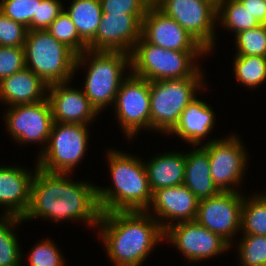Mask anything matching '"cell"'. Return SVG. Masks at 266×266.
Here are the masks:
<instances>
[{
    "mask_svg": "<svg viewBox=\"0 0 266 266\" xmlns=\"http://www.w3.org/2000/svg\"><path fill=\"white\" fill-rule=\"evenodd\" d=\"M34 172L30 205L23 221L39 217L56 222L80 219L89 226H97L101 216L97 186L71 181L68 173L48 172L37 164Z\"/></svg>",
    "mask_w": 266,
    "mask_h": 266,
    "instance_id": "cell-1",
    "label": "cell"
},
{
    "mask_svg": "<svg viewBox=\"0 0 266 266\" xmlns=\"http://www.w3.org/2000/svg\"><path fill=\"white\" fill-rule=\"evenodd\" d=\"M148 212L101 213L99 236L115 266H140L157 243L165 240L160 220Z\"/></svg>",
    "mask_w": 266,
    "mask_h": 266,
    "instance_id": "cell-2",
    "label": "cell"
},
{
    "mask_svg": "<svg viewBox=\"0 0 266 266\" xmlns=\"http://www.w3.org/2000/svg\"><path fill=\"white\" fill-rule=\"evenodd\" d=\"M113 187H97L98 204L103 212L150 211L153 192L145 164L130 154L108 151Z\"/></svg>",
    "mask_w": 266,
    "mask_h": 266,
    "instance_id": "cell-3",
    "label": "cell"
},
{
    "mask_svg": "<svg viewBox=\"0 0 266 266\" xmlns=\"http://www.w3.org/2000/svg\"><path fill=\"white\" fill-rule=\"evenodd\" d=\"M208 51H174L146 42L142 37L130 53V72L148 81L203 78L194 62ZM198 56V57H197Z\"/></svg>",
    "mask_w": 266,
    "mask_h": 266,
    "instance_id": "cell-4",
    "label": "cell"
},
{
    "mask_svg": "<svg viewBox=\"0 0 266 266\" xmlns=\"http://www.w3.org/2000/svg\"><path fill=\"white\" fill-rule=\"evenodd\" d=\"M86 61H90V64L83 91L99 113L106 106L114 105L117 92L125 79L124 71L126 67L130 68V54L123 51L86 50L76 56L75 71Z\"/></svg>",
    "mask_w": 266,
    "mask_h": 266,
    "instance_id": "cell-5",
    "label": "cell"
},
{
    "mask_svg": "<svg viewBox=\"0 0 266 266\" xmlns=\"http://www.w3.org/2000/svg\"><path fill=\"white\" fill-rule=\"evenodd\" d=\"M23 47L25 67L47 85L72 79L77 55L47 30H28Z\"/></svg>",
    "mask_w": 266,
    "mask_h": 266,
    "instance_id": "cell-6",
    "label": "cell"
},
{
    "mask_svg": "<svg viewBox=\"0 0 266 266\" xmlns=\"http://www.w3.org/2000/svg\"><path fill=\"white\" fill-rule=\"evenodd\" d=\"M202 81L203 78L150 81L151 129L168 134L184 108L196 97V90L204 86Z\"/></svg>",
    "mask_w": 266,
    "mask_h": 266,
    "instance_id": "cell-7",
    "label": "cell"
},
{
    "mask_svg": "<svg viewBox=\"0 0 266 266\" xmlns=\"http://www.w3.org/2000/svg\"><path fill=\"white\" fill-rule=\"evenodd\" d=\"M88 125L53 122L38 167L53 173H70L81 161L88 142Z\"/></svg>",
    "mask_w": 266,
    "mask_h": 266,
    "instance_id": "cell-8",
    "label": "cell"
},
{
    "mask_svg": "<svg viewBox=\"0 0 266 266\" xmlns=\"http://www.w3.org/2000/svg\"><path fill=\"white\" fill-rule=\"evenodd\" d=\"M114 102L119 124L128 139L141 129H151L150 81L129 71Z\"/></svg>",
    "mask_w": 266,
    "mask_h": 266,
    "instance_id": "cell-9",
    "label": "cell"
},
{
    "mask_svg": "<svg viewBox=\"0 0 266 266\" xmlns=\"http://www.w3.org/2000/svg\"><path fill=\"white\" fill-rule=\"evenodd\" d=\"M157 8L180 24L208 52H212L217 20L215 4L209 0H164Z\"/></svg>",
    "mask_w": 266,
    "mask_h": 266,
    "instance_id": "cell-10",
    "label": "cell"
},
{
    "mask_svg": "<svg viewBox=\"0 0 266 266\" xmlns=\"http://www.w3.org/2000/svg\"><path fill=\"white\" fill-rule=\"evenodd\" d=\"M241 143L236 135H232L202 144L208 153L211 178L220 191L237 192L234 187L244 176L247 163L246 150Z\"/></svg>",
    "mask_w": 266,
    "mask_h": 266,
    "instance_id": "cell-11",
    "label": "cell"
},
{
    "mask_svg": "<svg viewBox=\"0 0 266 266\" xmlns=\"http://www.w3.org/2000/svg\"><path fill=\"white\" fill-rule=\"evenodd\" d=\"M243 201L244 196L238 191H220L215 196L199 200L195 220L231 245L232 235L241 230Z\"/></svg>",
    "mask_w": 266,
    "mask_h": 266,
    "instance_id": "cell-12",
    "label": "cell"
},
{
    "mask_svg": "<svg viewBox=\"0 0 266 266\" xmlns=\"http://www.w3.org/2000/svg\"><path fill=\"white\" fill-rule=\"evenodd\" d=\"M164 239H168L190 261H201L223 253L230 244L196 220L174 222L164 230Z\"/></svg>",
    "mask_w": 266,
    "mask_h": 266,
    "instance_id": "cell-13",
    "label": "cell"
},
{
    "mask_svg": "<svg viewBox=\"0 0 266 266\" xmlns=\"http://www.w3.org/2000/svg\"><path fill=\"white\" fill-rule=\"evenodd\" d=\"M5 113L8 132L21 143L40 142L47 145L53 124L48 99L31 104L11 106Z\"/></svg>",
    "mask_w": 266,
    "mask_h": 266,
    "instance_id": "cell-14",
    "label": "cell"
},
{
    "mask_svg": "<svg viewBox=\"0 0 266 266\" xmlns=\"http://www.w3.org/2000/svg\"><path fill=\"white\" fill-rule=\"evenodd\" d=\"M146 14H103L95 37L87 44L91 51L131 53L141 38L142 19Z\"/></svg>",
    "mask_w": 266,
    "mask_h": 266,
    "instance_id": "cell-15",
    "label": "cell"
},
{
    "mask_svg": "<svg viewBox=\"0 0 266 266\" xmlns=\"http://www.w3.org/2000/svg\"><path fill=\"white\" fill-rule=\"evenodd\" d=\"M141 37L148 43L174 51H207L190 33L158 8H148Z\"/></svg>",
    "mask_w": 266,
    "mask_h": 266,
    "instance_id": "cell-16",
    "label": "cell"
},
{
    "mask_svg": "<svg viewBox=\"0 0 266 266\" xmlns=\"http://www.w3.org/2000/svg\"><path fill=\"white\" fill-rule=\"evenodd\" d=\"M69 81L48 85L53 122L88 125L99 114L83 90L69 88Z\"/></svg>",
    "mask_w": 266,
    "mask_h": 266,
    "instance_id": "cell-17",
    "label": "cell"
},
{
    "mask_svg": "<svg viewBox=\"0 0 266 266\" xmlns=\"http://www.w3.org/2000/svg\"><path fill=\"white\" fill-rule=\"evenodd\" d=\"M198 204V198L184 184H180L154 191L150 206L156 215L153 217L155 220H166L164 223L160 222L161 228L166 230L173 225L174 220L178 223L195 220Z\"/></svg>",
    "mask_w": 266,
    "mask_h": 266,
    "instance_id": "cell-18",
    "label": "cell"
},
{
    "mask_svg": "<svg viewBox=\"0 0 266 266\" xmlns=\"http://www.w3.org/2000/svg\"><path fill=\"white\" fill-rule=\"evenodd\" d=\"M33 176L28 169L0 166V206L7 209L4 216L24 217L30 205Z\"/></svg>",
    "mask_w": 266,
    "mask_h": 266,
    "instance_id": "cell-19",
    "label": "cell"
},
{
    "mask_svg": "<svg viewBox=\"0 0 266 266\" xmlns=\"http://www.w3.org/2000/svg\"><path fill=\"white\" fill-rule=\"evenodd\" d=\"M47 92L48 85L26 67L0 82V100L10 107L46 100Z\"/></svg>",
    "mask_w": 266,
    "mask_h": 266,
    "instance_id": "cell-20",
    "label": "cell"
},
{
    "mask_svg": "<svg viewBox=\"0 0 266 266\" xmlns=\"http://www.w3.org/2000/svg\"><path fill=\"white\" fill-rule=\"evenodd\" d=\"M212 108L196 97L184 108L176 126L168 134H176L193 146L213 130L215 117Z\"/></svg>",
    "mask_w": 266,
    "mask_h": 266,
    "instance_id": "cell-21",
    "label": "cell"
},
{
    "mask_svg": "<svg viewBox=\"0 0 266 266\" xmlns=\"http://www.w3.org/2000/svg\"><path fill=\"white\" fill-rule=\"evenodd\" d=\"M184 185L198 198L207 199L220 190L210 175V162L207 151L201 146L185 154Z\"/></svg>",
    "mask_w": 266,
    "mask_h": 266,
    "instance_id": "cell-22",
    "label": "cell"
},
{
    "mask_svg": "<svg viewBox=\"0 0 266 266\" xmlns=\"http://www.w3.org/2000/svg\"><path fill=\"white\" fill-rule=\"evenodd\" d=\"M152 192L157 189L184 184L185 154L178 152L164 153L144 163Z\"/></svg>",
    "mask_w": 266,
    "mask_h": 266,
    "instance_id": "cell-23",
    "label": "cell"
},
{
    "mask_svg": "<svg viewBox=\"0 0 266 266\" xmlns=\"http://www.w3.org/2000/svg\"><path fill=\"white\" fill-rule=\"evenodd\" d=\"M67 14L75 24L80 38L88 44L96 35L101 22L102 5L100 0H73Z\"/></svg>",
    "mask_w": 266,
    "mask_h": 266,
    "instance_id": "cell-24",
    "label": "cell"
},
{
    "mask_svg": "<svg viewBox=\"0 0 266 266\" xmlns=\"http://www.w3.org/2000/svg\"><path fill=\"white\" fill-rule=\"evenodd\" d=\"M217 19L235 34L261 25L239 0H222L217 6Z\"/></svg>",
    "mask_w": 266,
    "mask_h": 266,
    "instance_id": "cell-25",
    "label": "cell"
},
{
    "mask_svg": "<svg viewBox=\"0 0 266 266\" xmlns=\"http://www.w3.org/2000/svg\"><path fill=\"white\" fill-rule=\"evenodd\" d=\"M241 230L244 235L266 236V195L246 199L241 209Z\"/></svg>",
    "mask_w": 266,
    "mask_h": 266,
    "instance_id": "cell-26",
    "label": "cell"
},
{
    "mask_svg": "<svg viewBox=\"0 0 266 266\" xmlns=\"http://www.w3.org/2000/svg\"><path fill=\"white\" fill-rule=\"evenodd\" d=\"M23 220L17 216L0 217V266H21L22 252L12 230Z\"/></svg>",
    "mask_w": 266,
    "mask_h": 266,
    "instance_id": "cell-27",
    "label": "cell"
},
{
    "mask_svg": "<svg viewBox=\"0 0 266 266\" xmlns=\"http://www.w3.org/2000/svg\"><path fill=\"white\" fill-rule=\"evenodd\" d=\"M235 78L241 84L254 89L266 80V57L236 56L234 59Z\"/></svg>",
    "mask_w": 266,
    "mask_h": 266,
    "instance_id": "cell-28",
    "label": "cell"
},
{
    "mask_svg": "<svg viewBox=\"0 0 266 266\" xmlns=\"http://www.w3.org/2000/svg\"><path fill=\"white\" fill-rule=\"evenodd\" d=\"M47 31L59 42L70 48L76 55L88 50V45L80 38L75 24L65 10L51 23Z\"/></svg>",
    "mask_w": 266,
    "mask_h": 266,
    "instance_id": "cell-29",
    "label": "cell"
},
{
    "mask_svg": "<svg viewBox=\"0 0 266 266\" xmlns=\"http://www.w3.org/2000/svg\"><path fill=\"white\" fill-rule=\"evenodd\" d=\"M0 12L22 23L28 30H37V9L42 0H0Z\"/></svg>",
    "mask_w": 266,
    "mask_h": 266,
    "instance_id": "cell-30",
    "label": "cell"
},
{
    "mask_svg": "<svg viewBox=\"0 0 266 266\" xmlns=\"http://www.w3.org/2000/svg\"><path fill=\"white\" fill-rule=\"evenodd\" d=\"M236 56L266 57V24H261L248 30L235 34Z\"/></svg>",
    "mask_w": 266,
    "mask_h": 266,
    "instance_id": "cell-31",
    "label": "cell"
},
{
    "mask_svg": "<svg viewBox=\"0 0 266 266\" xmlns=\"http://www.w3.org/2000/svg\"><path fill=\"white\" fill-rule=\"evenodd\" d=\"M239 242L242 266H266V236L244 235Z\"/></svg>",
    "mask_w": 266,
    "mask_h": 266,
    "instance_id": "cell-32",
    "label": "cell"
},
{
    "mask_svg": "<svg viewBox=\"0 0 266 266\" xmlns=\"http://www.w3.org/2000/svg\"><path fill=\"white\" fill-rule=\"evenodd\" d=\"M28 28L0 12V46L23 47Z\"/></svg>",
    "mask_w": 266,
    "mask_h": 266,
    "instance_id": "cell-33",
    "label": "cell"
},
{
    "mask_svg": "<svg viewBox=\"0 0 266 266\" xmlns=\"http://www.w3.org/2000/svg\"><path fill=\"white\" fill-rule=\"evenodd\" d=\"M30 266H63L64 259L56 245L50 240H42L29 254Z\"/></svg>",
    "mask_w": 266,
    "mask_h": 266,
    "instance_id": "cell-34",
    "label": "cell"
},
{
    "mask_svg": "<svg viewBox=\"0 0 266 266\" xmlns=\"http://www.w3.org/2000/svg\"><path fill=\"white\" fill-rule=\"evenodd\" d=\"M24 68V47L0 46V82Z\"/></svg>",
    "mask_w": 266,
    "mask_h": 266,
    "instance_id": "cell-35",
    "label": "cell"
},
{
    "mask_svg": "<svg viewBox=\"0 0 266 266\" xmlns=\"http://www.w3.org/2000/svg\"><path fill=\"white\" fill-rule=\"evenodd\" d=\"M103 14H146L144 0H100Z\"/></svg>",
    "mask_w": 266,
    "mask_h": 266,
    "instance_id": "cell-36",
    "label": "cell"
},
{
    "mask_svg": "<svg viewBox=\"0 0 266 266\" xmlns=\"http://www.w3.org/2000/svg\"><path fill=\"white\" fill-rule=\"evenodd\" d=\"M63 10L60 0H42L37 9V30H47Z\"/></svg>",
    "mask_w": 266,
    "mask_h": 266,
    "instance_id": "cell-37",
    "label": "cell"
},
{
    "mask_svg": "<svg viewBox=\"0 0 266 266\" xmlns=\"http://www.w3.org/2000/svg\"><path fill=\"white\" fill-rule=\"evenodd\" d=\"M239 1L260 24H266V3L263 0Z\"/></svg>",
    "mask_w": 266,
    "mask_h": 266,
    "instance_id": "cell-38",
    "label": "cell"
},
{
    "mask_svg": "<svg viewBox=\"0 0 266 266\" xmlns=\"http://www.w3.org/2000/svg\"><path fill=\"white\" fill-rule=\"evenodd\" d=\"M163 1L164 0H144V2L149 8L159 7Z\"/></svg>",
    "mask_w": 266,
    "mask_h": 266,
    "instance_id": "cell-39",
    "label": "cell"
},
{
    "mask_svg": "<svg viewBox=\"0 0 266 266\" xmlns=\"http://www.w3.org/2000/svg\"><path fill=\"white\" fill-rule=\"evenodd\" d=\"M210 2H212L213 4H215L216 6L219 5V3L222 1V0H209Z\"/></svg>",
    "mask_w": 266,
    "mask_h": 266,
    "instance_id": "cell-40",
    "label": "cell"
}]
</instances>
